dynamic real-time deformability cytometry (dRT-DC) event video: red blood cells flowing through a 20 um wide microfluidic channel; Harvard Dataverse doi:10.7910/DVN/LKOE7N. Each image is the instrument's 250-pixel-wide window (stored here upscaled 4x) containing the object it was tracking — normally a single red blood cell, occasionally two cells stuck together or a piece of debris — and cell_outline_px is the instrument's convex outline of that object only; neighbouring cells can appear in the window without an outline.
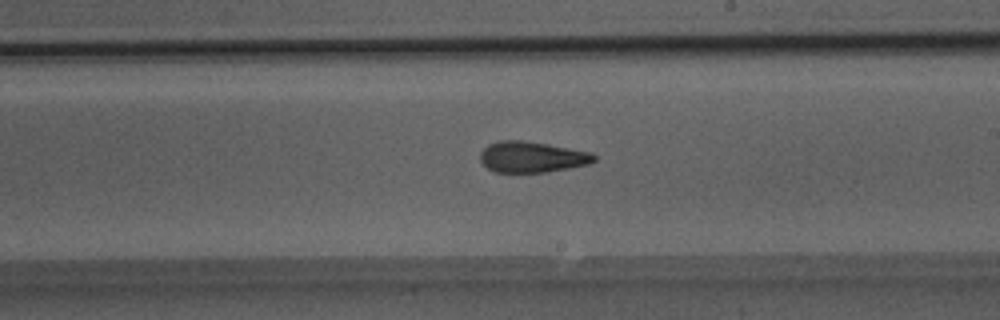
{"species": "Egyptian fruit bat (a non-hibernating species)", "species_latin": "Rousettus aegyptiacus", "temperature_condition": "room temperature", "stored_images_in_passage": 50, "camera_frame_rate_fps": 3000, "um_per_image_px": 0.085, "animal": {"sex": "male"}, "frame": {"image": 1, "passage_image": 29, "time_ms": 9.333, "image_size_px": [1000, 320], "cell_outline_px": [[596, 160], [588, 164], [548, 172], [496, 172], [488, 168], [480, 160], [480, 152], [488, 144], [500, 140], [524, 140], [548, 144], [592, 152], [596, 156]], "centroid_in_image_um": [45.22, 13.33], "position_along_channel_um": 243.8, "area_um2": 20.58}}
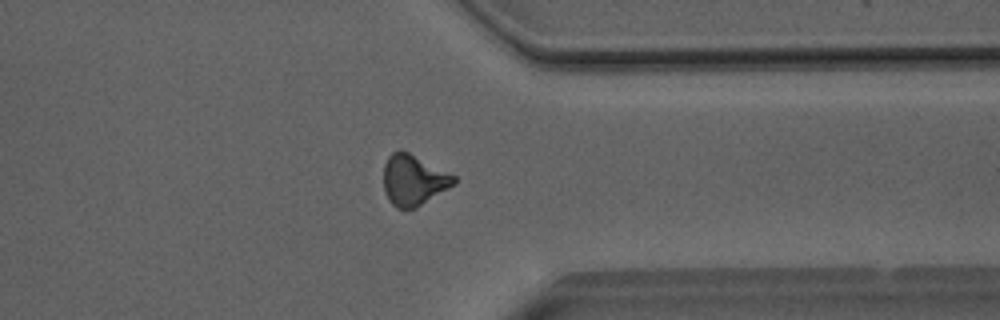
{"frame": {"image": 2, "passage_image": 39, "time_ms": 12.667, "image_size_px": [1000, 320], "cell_outline_px": [[456, 184], [416, 208], [396, 208], [392, 204], [384, 188], [384, 164], [388, 156], [392, 152], [400, 148], [456, 176]], "centroid_in_image_um": [35.16, 15.29], "position_along_channel_um": 376.2, "area_um2": 20.69}}
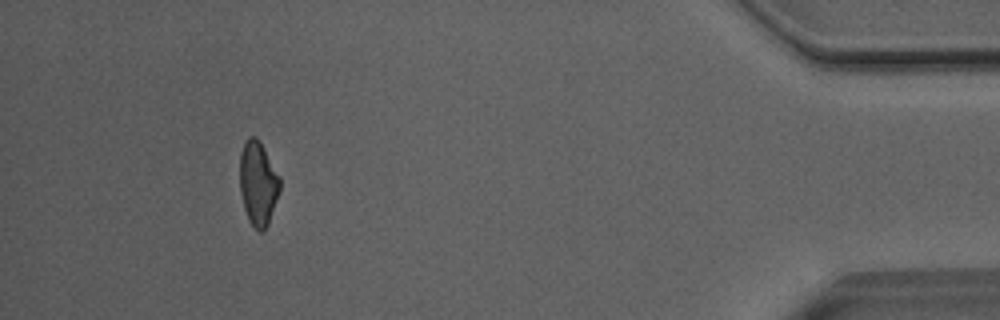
{"frame": {"image": 3, "passage_image": 46, "time_ms": 15.0, "image_size_px": [1000, 320], "cell_outline_px": [[280, 188], [268, 224], [264, 232], [260, 232], [248, 220], [244, 208], [240, 192], [240, 152], [244, 140], [248, 136], [256, 136], [260, 140], [280, 176]], "centroid_in_image_um": [21.92, 15.54], "position_along_channel_um": 413.3, "area_um2": 19.83}, "authors_computed_cell_mechanics": {"area_um2": 20.8947, "velocity_mm_per_s": 4.0857, "shape_relaxation_time_tau1_ms": null, "shape_relaxation_time_tau2_ms": 2.0506, "deformation_change_tau1": null, "deformation_change_tau2": 0.104}}